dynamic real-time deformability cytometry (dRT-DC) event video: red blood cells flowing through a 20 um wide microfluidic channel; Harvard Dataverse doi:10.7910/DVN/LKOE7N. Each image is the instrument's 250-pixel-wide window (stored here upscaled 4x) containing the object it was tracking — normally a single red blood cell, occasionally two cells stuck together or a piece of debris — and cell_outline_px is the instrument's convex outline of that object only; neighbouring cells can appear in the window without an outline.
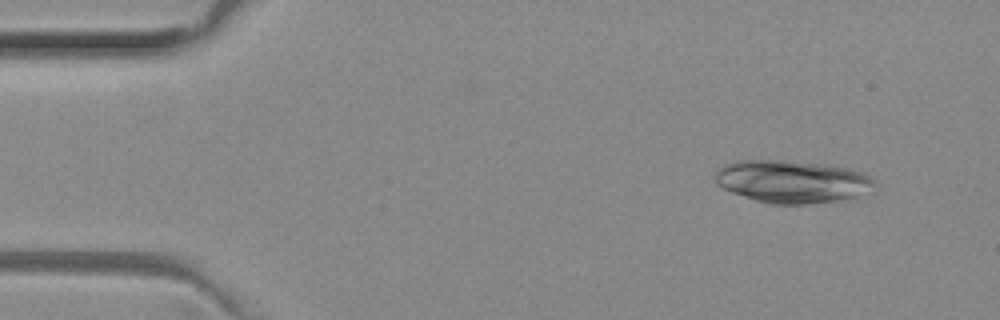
{"species": "common noctule bat (a hibernating species)", "species_latin": "Nyctalus noctula", "temperature_condition": "room temperature", "stored_images_in_passage": 50, "camera_frame_rate_fps": 3000, "um_per_image_px": 0.085, "animal": {"sex": "female", "body_mass_g": 29.2, "forearm_length_mm": 56.3}, "frame": {"image": 1, "passage_image": 5, "time_ms": 1.333, "image_size_px": [1000, 320], "cell_outline_px": [[880, 188], [856, 196], [836, 200], [808, 204], [772, 204], [756, 200], [732, 192], [716, 184], [712, 176], [724, 164], [736, 160], [784, 160], [824, 164], [848, 168], [872, 176], [876, 180]], "centroid_in_image_um": [67.36, 15.42], "position_along_channel_um": 17.6, "area_um2": 39.94}}